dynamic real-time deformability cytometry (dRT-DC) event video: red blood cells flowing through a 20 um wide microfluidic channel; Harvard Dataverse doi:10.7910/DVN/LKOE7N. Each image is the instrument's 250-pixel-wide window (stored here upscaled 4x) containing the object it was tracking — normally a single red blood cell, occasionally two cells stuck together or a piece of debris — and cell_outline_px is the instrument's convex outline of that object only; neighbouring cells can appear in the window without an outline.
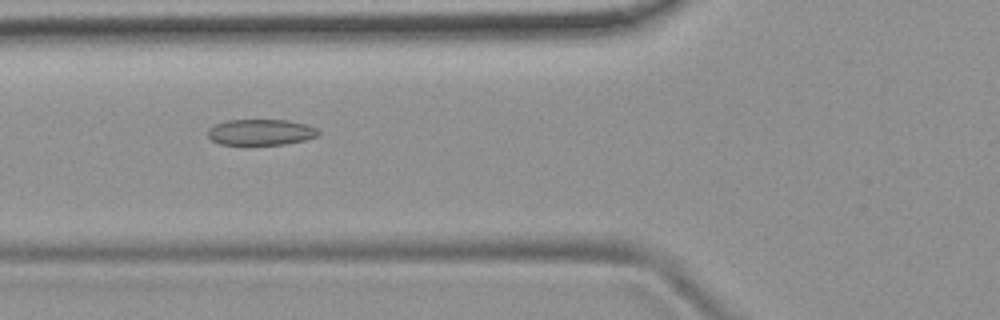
{"species": "common noctule bat (a hibernating species)", "species_latin": "Nyctalus noctula", "temperature_condition": "room temperature", "stored_images_in_passage": 15, "camera_frame_rate_fps": 3000, "um_per_image_px": 0.085, "animal": {"sex": "female", "body_mass_g": 19.9}, "frame": {"image": 1, "passage_image": 3, "time_ms": 0.667, "image_size_px": [1000, 320], "cell_outline_px": [[320, 136], [304, 140], [284, 144], [220, 144], [212, 140], [208, 136], [208, 128], [224, 120], [288, 120], [308, 124], [316, 128], [320, 132]], "centroid_in_image_um": [22.2, 11.22], "position_along_channel_um": 103.6, "area_um2": 16.76}}
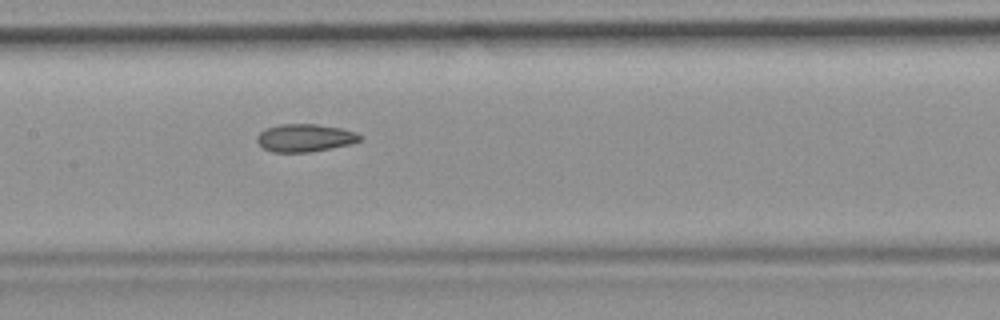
{"frame": {"image": 2, "passage_image": 9, "time_ms": 2.667, "image_size_px": [1000, 320], "cell_outline_px": [[364, 136], [360, 140], [352, 144], [312, 152], [272, 152], [264, 148], [256, 140], [256, 136], [264, 128], [280, 124], [316, 124], [340, 128], [356, 132]], "centroid_in_image_um": [25.93, 11.72], "position_along_channel_um": 181.5, "area_um2": 16.82}}